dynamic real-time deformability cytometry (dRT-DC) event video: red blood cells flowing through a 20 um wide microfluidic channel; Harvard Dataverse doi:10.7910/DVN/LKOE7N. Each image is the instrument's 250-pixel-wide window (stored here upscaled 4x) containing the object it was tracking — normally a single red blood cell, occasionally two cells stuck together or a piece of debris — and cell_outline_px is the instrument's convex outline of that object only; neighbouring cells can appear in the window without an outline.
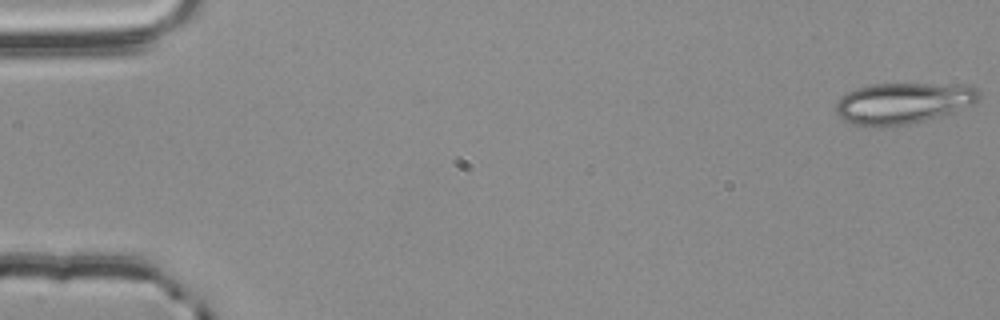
{"species": "common noctule bat (a hibernating species)", "species_latin": "Nyctalus noctula", "temperature_condition": "room temperature", "stored_images_in_passage": 51, "camera_frame_rate_fps": 3000, "um_per_image_px": 0.085, "animal": {"sex": "male", "body_mass_g": 20.4}, "frame": {"image": 1, "passage_image": 1, "time_ms": 0.0, "image_size_px": [1000, 320], "cell_outline_px": [[980, 100], [976, 104], [956, 112], [908, 124], [856, 124], [844, 120], [836, 112], [836, 104], [840, 96], [856, 88], [872, 84], [928, 84], [976, 88], [980, 92]], "centroid_in_image_um": [76.79, 8.75], "position_along_channel_um": 8.2, "area_um2": 33.47}}
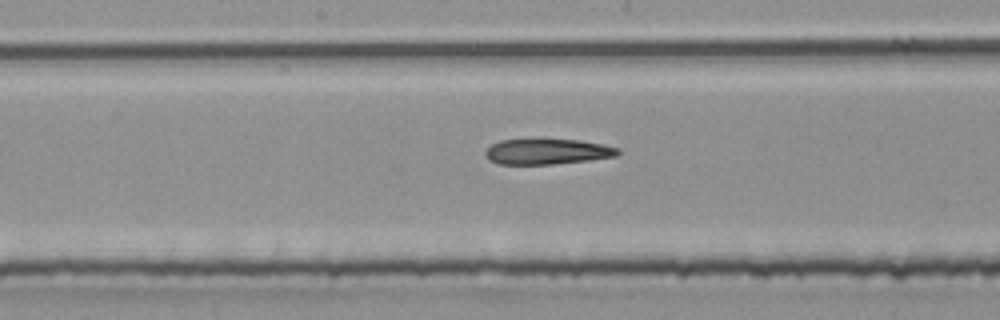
{"frame": {"image": 2, "passage_image": 29, "time_ms": 9.333, "image_size_px": [1000, 320], "cell_outline_px": [[620, 152], [616, 156], [588, 160], [552, 164], [496, 164], [488, 160], [484, 156], [484, 152], [492, 144], [500, 140], [580, 140], [620, 148]], "centroid_in_image_um": [46.48, 12.9], "position_along_channel_um": 201.7, "area_um2": 19.54}}
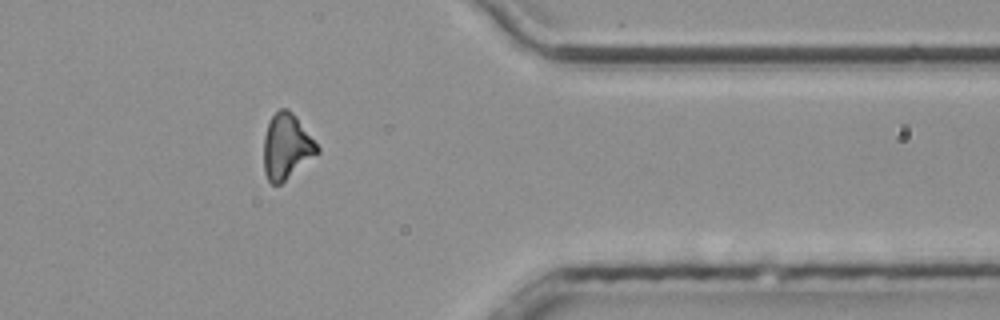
{"frame": {"image": 3, "passage_image": 45, "time_ms": 14.667, "image_size_px": [1000, 320], "cell_outline_px": [[320, 152], [280, 184], [272, 184], [268, 180], [264, 172], [264, 136], [268, 124], [272, 116], [280, 108], [288, 108], [296, 116], [320, 148]], "centroid_in_image_um": [24.36, 12.45], "position_along_channel_um": 387.0, "area_um2": 20.23}}